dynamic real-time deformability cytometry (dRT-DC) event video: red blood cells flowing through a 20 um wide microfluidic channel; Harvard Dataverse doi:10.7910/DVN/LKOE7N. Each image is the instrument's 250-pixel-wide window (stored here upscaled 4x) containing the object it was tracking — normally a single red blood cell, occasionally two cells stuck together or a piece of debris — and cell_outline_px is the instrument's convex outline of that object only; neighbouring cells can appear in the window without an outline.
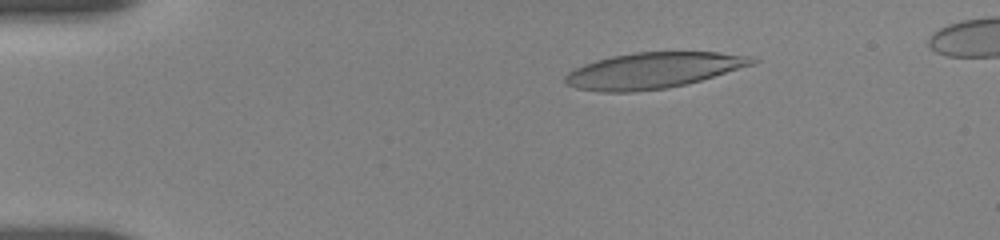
{"species": "human", "species_latin": "Homo sapiens", "temperature_condition": "room temperature", "stored_images_in_passage": 7, "camera_frame_rate_fps": 3000, "um_per_image_px": 0.085, "donor": {"sex": "female"}, "frame": {"image": 1, "passage_image": 1, "time_ms": 0.0, "image_size_px": [1000, 240], "cell_outline_px": [[760, 60], [752, 64], [700, 80], [684, 84], [664, 88], [632, 92], [604, 92], [576, 88], [568, 84], [564, 80], [564, 76], [568, 72], [584, 64], [596, 60], [612, 56], [636, 52], [716, 52], [748, 56]], "centroid_in_image_um": [55.46, 5.98], "position_along_channel_um": 29.5, "area_um2": 38.49}}
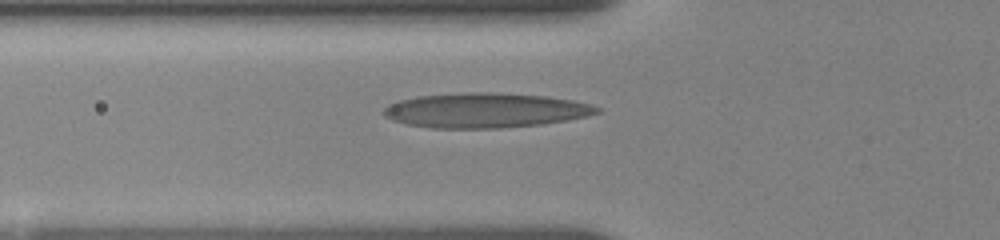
{"frame": {"image": 2, "passage_image": 6, "time_ms": 3.333, "image_size_px": [1000, 240], "cell_outline_px": [[600, 112], [584, 116], [564, 120], [540, 124], [496, 128], [432, 128], [408, 124], [392, 120], [384, 116], [384, 108], [388, 104], [400, 100], [420, 96], [468, 92], [488, 92], [544, 96], [572, 100], [592, 104], [600, 108]], "centroid_in_image_um": [41.22, 9.38], "position_along_channel_um": 84.6, "area_um2": 42.71}}